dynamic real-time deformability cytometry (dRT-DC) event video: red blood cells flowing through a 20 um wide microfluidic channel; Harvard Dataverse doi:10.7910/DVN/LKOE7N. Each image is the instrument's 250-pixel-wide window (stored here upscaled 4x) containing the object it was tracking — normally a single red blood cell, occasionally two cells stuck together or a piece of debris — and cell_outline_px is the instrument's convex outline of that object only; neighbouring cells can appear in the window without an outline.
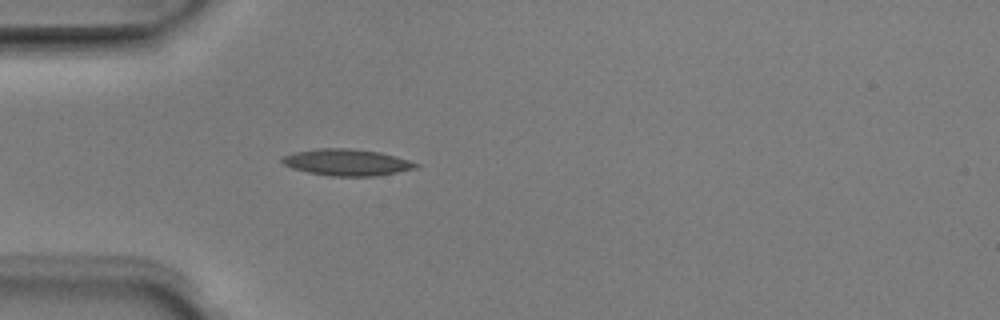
{"species": "Egyptian fruit bat (a non-hibernating species)", "species_latin": "Rousettus aegyptiacus", "temperature_condition": "room temperature", "stored_images_in_passage": 5, "camera_frame_rate_fps": 3000, "um_per_image_px": 0.085, "animal": {"sex": "male"}, "frame": {"image": 1, "passage_image": 5, "time_ms": 1.333, "image_size_px": [1000, 320], "cell_outline_px": [[420, 164], [416, 168], [396, 172], [372, 176], [332, 176], [308, 172], [292, 168], [284, 164], [280, 160], [284, 156], [296, 152], [316, 148], [352, 148], [380, 152], [396, 156]], "centroid_in_image_um": [29.48, 13.79], "position_along_channel_um": 55.5, "area_um2": 20.52}}